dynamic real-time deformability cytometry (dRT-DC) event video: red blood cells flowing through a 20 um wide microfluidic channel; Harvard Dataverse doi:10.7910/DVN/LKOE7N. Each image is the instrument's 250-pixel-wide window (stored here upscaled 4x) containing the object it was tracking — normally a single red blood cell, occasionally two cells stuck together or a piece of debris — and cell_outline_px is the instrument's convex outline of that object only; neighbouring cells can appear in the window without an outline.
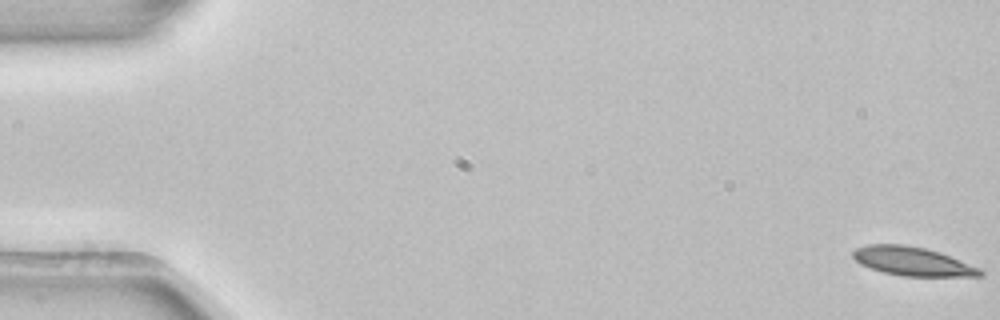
{"species": "common noctule bat (a hibernating species)", "species_latin": "Nyctalus noctula", "temperature_condition": "room temperature", "stored_images_in_passage": 4, "camera_frame_rate_fps": 3000, "um_per_image_px": 0.085, "animal": {"sex": "female", "body_mass_g": 22.7, "forearm_length_mm": 54.2}, "frame": {"image": 1, "passage_image": 1, "time_ms": 0.0, "image_size_px": [1000, 320], "cell_outline_px": [[984, 276], [900, 276], [884, 272], [860, 264], [852, 256], [852, 252], [856, 248], [868, 244], [904, 244], [924, 248], [940, 252], [980, 268], [984, 272]], "centroid_in_image_um": [77.57, 22.21], "position_along_channel_um": 7.4, "area_um2": 21.27}}
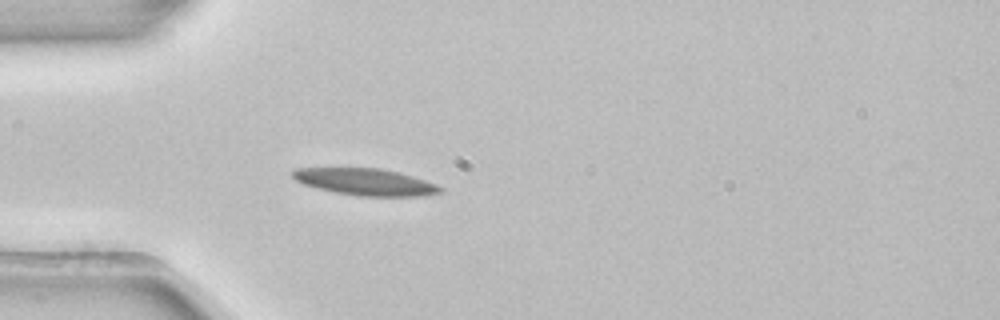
{"frame": {"image": 2, "passage_image": 4, "time_ms": 1.0, "image_size_px": [1000, 320], "cell_outline_px": [[444, 192], [420, 196], [356, 196], [316, 188], [304, 184], [296, 180], [292, 176], [292, 168], [380, 168], [400, 172], [436, 184], [444, 188]], "centroid_in_image_um": [31.07, 15.46], "position_along_channel_um": 53.9, "area_um2": 23.12}}